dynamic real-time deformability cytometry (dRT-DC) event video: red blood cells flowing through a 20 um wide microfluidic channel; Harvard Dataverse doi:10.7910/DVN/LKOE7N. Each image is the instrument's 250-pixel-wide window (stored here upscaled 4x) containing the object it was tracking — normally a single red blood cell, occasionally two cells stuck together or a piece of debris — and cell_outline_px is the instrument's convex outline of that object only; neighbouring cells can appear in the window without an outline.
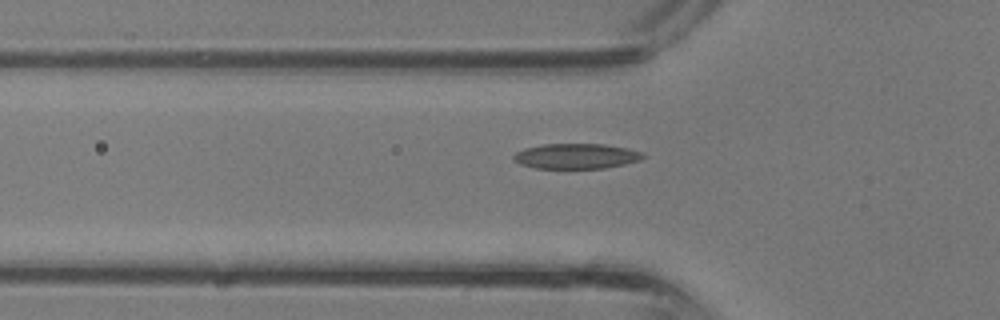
{"species": "common noctule bat (a hibernating species)", "species_latin": "Nyctalus noctula", "temperature_condition": "room temperature", "stored_images_in_passage": 27, "camera_frame_rate_fps": 3000, "um_per_image_px": 0.085, "animal": {"sex": "male", "body_mass_g": 13.3}, "frame": {"image": 1, "passage_image": 5, "time_ms": 1.333, "image_size_px": [1000, 320], "cell_outline_px": [[648, 156], [640, 160], [624, 164], [604, 168], [536, 168], [520, 164], [512, 156], [516, 152], [524, 148], [544, 144], [604, 144], [628, 148], [640, 152]], "centroid_in_image_um": [49.0, 13.27], "position_along_channel_um": 76.8, "area_um2": 18.96}}
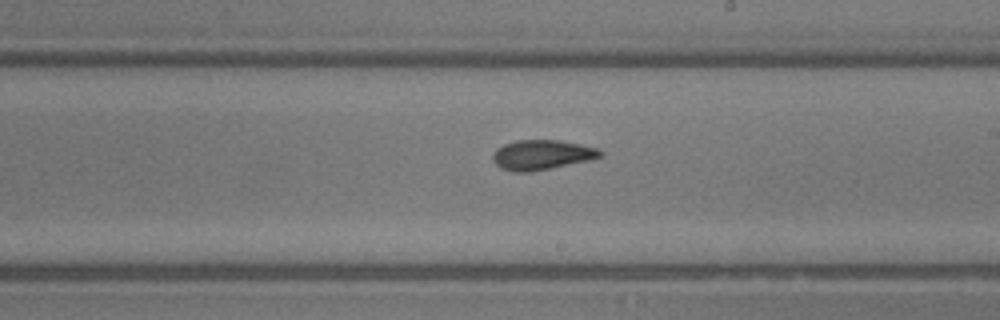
{"frame": {"image": 2, "passage_image": 14, "time_ms": 4.333, "image_size_px": [1000, 320], "cell_outline_px": [[604, 152], [600, 156], [588, 160], [528, 172], [516, 172], [500, 168], [492, 160], [492, 156], [496, 148], [504, 144], [516, 140], [560, 140], [580, 144], [596, 148]], "centroid_in_image_um": [46.0, 13.15], "position_along_channel_um": 243.0, "area_um2": 18.44}}
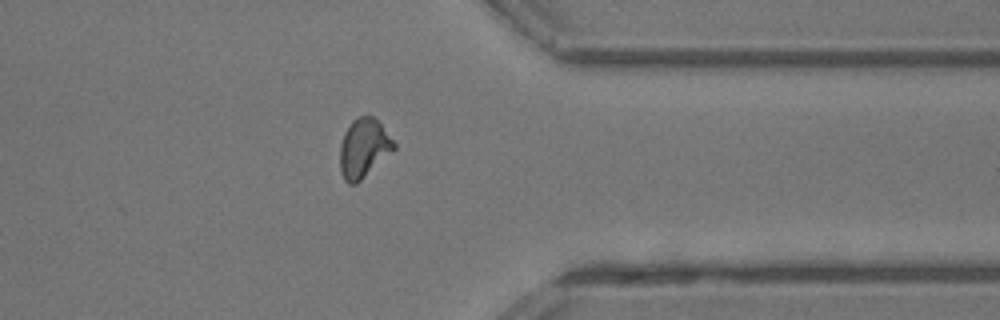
{"frame": {"image": 3, "passage_image": 22, "time_ms": 7.0, "image_size_px": [1000, 320], "cell_outline_px": [[396, 148], [356, 184], [348, 184], [344, 180], [340, 172], [340, 144], [344, 132], [352, 120], [356, 116], [372, 116], [380, 124], [396, 144]], "centroid_in_image_um": [30.88, 12.6], "position_along_channel_um": 380.5, "area_um2": 18.44}}